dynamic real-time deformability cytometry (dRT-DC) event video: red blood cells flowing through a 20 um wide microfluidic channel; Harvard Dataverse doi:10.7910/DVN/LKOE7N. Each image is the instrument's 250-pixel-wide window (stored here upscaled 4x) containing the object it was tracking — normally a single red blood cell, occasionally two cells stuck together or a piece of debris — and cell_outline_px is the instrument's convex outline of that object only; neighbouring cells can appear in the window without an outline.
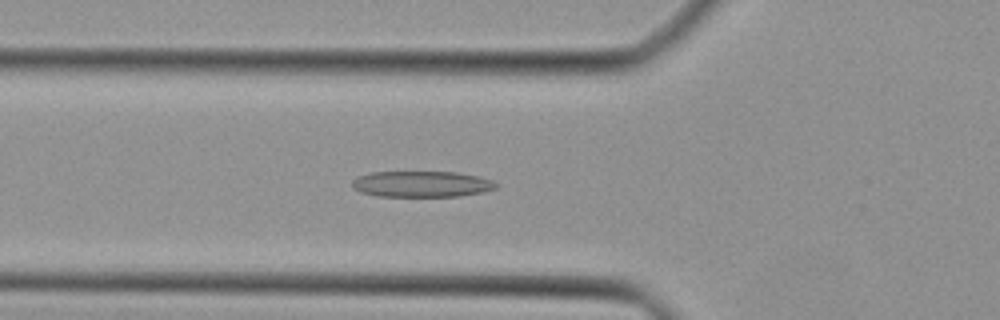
{"species": "Egyptian fruit bat (a non-hibernating species)", "species_latin": "Rousettus aegyptiacus", "temperature_condition": "cold", "stored_images_in_passage": 42, "camera_frame_rate_fps": 3000, "um_per_image_px": 0.085, "animal": {"sex": "female"}, "frame": {"image": 1, "passage_image": 16, "time_ms": 5.0, "image_size_px": [1000, 320], "cell_outline_px": [[496, 188], [484, 192], [460, 196], [376, 196], [360, 192], [352, 188], [352, 180], [360, 176], [372, 172], [456, 172], [476, 176], [492, 180], [496, 184]], "centroid_in_image_um": [35.82, 15.65], "position_along_channel_um": 90.0, "area_um2": 21.73}}
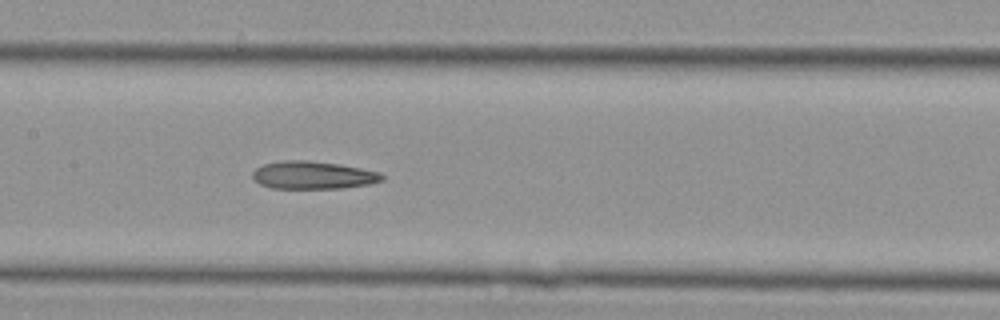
{"frame": {"image": 2, "passage_image": 22, "time_ms": 7.0, "image_size_px": [1000, 320], "cell_outline_px": [[384, 180], [368, 184], [340, 188], [272, 188], [260, 184], [252, 176], [252, 172], [256, 168], [264, 164], [284, 160], [308, 160], [340, 164], [380, 172], [384, 176]], "centroid_in_image_um": [26.61, 14.88], "position_along_channel_um": 180.8, "area_um2": 20.87}}
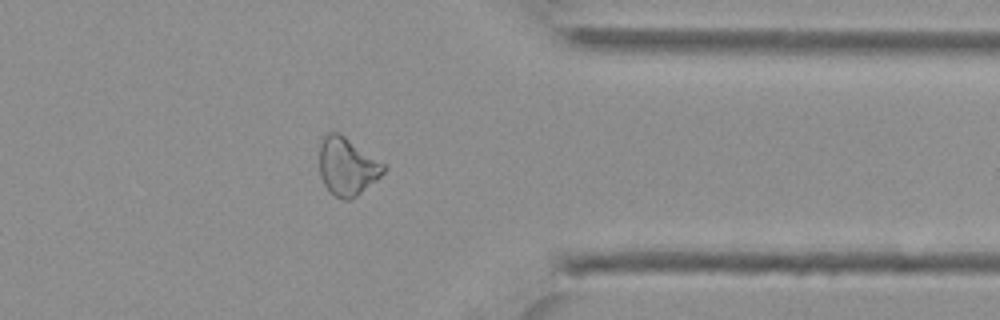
{"frame": {"image": 3, "passage_image": 36, "time_ms": 11.667, "image_size_px": [1000, 320], "cell_outline_px": [[384, 172], [376, 180], [356, 196], [348, 200], [344, 200], [328, 192], [320, 176], [320, 144], [324, 136], [328, 132], [340, 132], [384, 164]], "centroid_in_image_um": [29.48, 14.14], "position_along_channel_um": 381.9, "area_um2": 21.44}}